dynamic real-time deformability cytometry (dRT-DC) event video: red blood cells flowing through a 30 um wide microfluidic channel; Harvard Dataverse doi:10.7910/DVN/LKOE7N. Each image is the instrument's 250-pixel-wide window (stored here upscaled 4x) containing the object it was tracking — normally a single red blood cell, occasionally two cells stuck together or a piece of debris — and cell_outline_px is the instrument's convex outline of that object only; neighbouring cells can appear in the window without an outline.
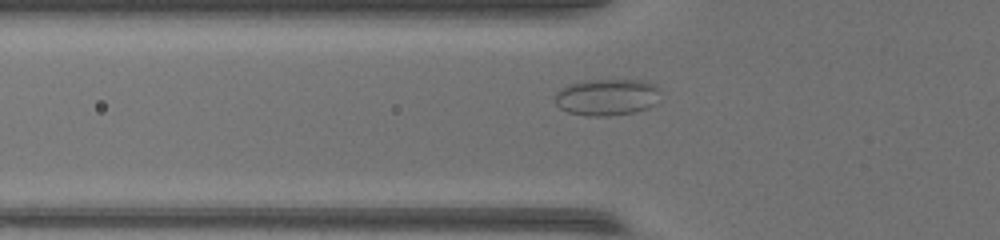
{"species": "common noctule bat (a hibernating species)", "species_latin": "Nyctalus noctula", "temperature_condition": "warm", "stored_images_in_passage": 36, "camera_frame_rate_fps": 3000, "um_per_image_px": 0.085, "animal": {"sex": "female", "body_mass_g": 17.0, "forearm_length_mm": 48.0}, "frame": {"image": 1, "passage_image": 3, "time_ms": 0.667, "image_size_px": [1000, 240], "cell_outline_px": [[660, 88], [656, 104], [648, 108], [632, 112], [608, 116], [588, 116], [568, 112], [560, 108], [556, 104], [556, 92], [568, 84], [588, 80], [644, 80]], "centroid_in_image_um": [51.59, 8.25], "position_along_channel_um": 74.2, "area_um2": 22.48}}
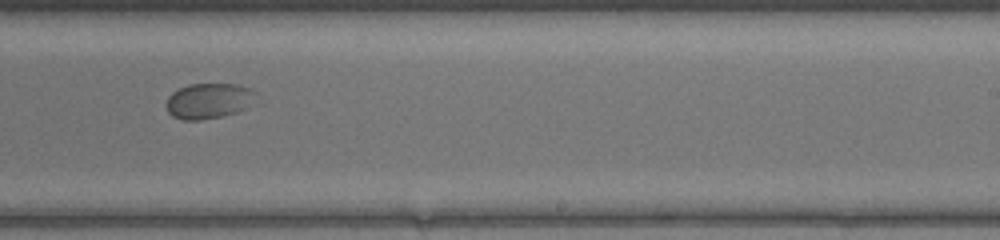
{"frame": {"image": 2, "passage_image": 18, "time_ms": 5.667, "image_size_px": [1000, 240], "cell_outline_px": [[256, 92], [244, 108], [236, 112], [220, 116], [200, 120], [184, 120], [172, 116], [168, 112], [168, 96], [172, 92], [188, 84], [236, 84], [248, 88]], "centroid_in_image_um": [17.67, 8.57], "position_along_channel_um": 271.3, "area_um2": 17.98}}
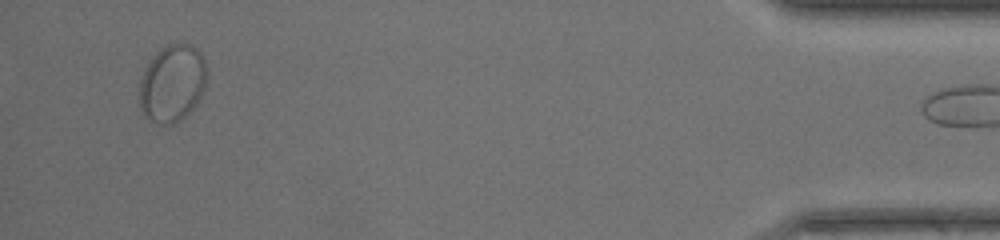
{"frame": {"image": 3, "passage_image": 35, "time_ms": 11.333, "image_size_px": [1000, 240], "cell_outline_px": [[208, 72], [204, 88], [196, 104], [180, 120], [172, 124], [160, 124], [144, 116], [140, 108], [140, 80], [148, 60], [160, 48], [168, 44], [180, 40], [192, 44], [200, 52], [204, 60]], "centroid_in_image_um": [14.65, 7.01], "position_along_channel_um": 420.6, "area_um2": 30.75}}